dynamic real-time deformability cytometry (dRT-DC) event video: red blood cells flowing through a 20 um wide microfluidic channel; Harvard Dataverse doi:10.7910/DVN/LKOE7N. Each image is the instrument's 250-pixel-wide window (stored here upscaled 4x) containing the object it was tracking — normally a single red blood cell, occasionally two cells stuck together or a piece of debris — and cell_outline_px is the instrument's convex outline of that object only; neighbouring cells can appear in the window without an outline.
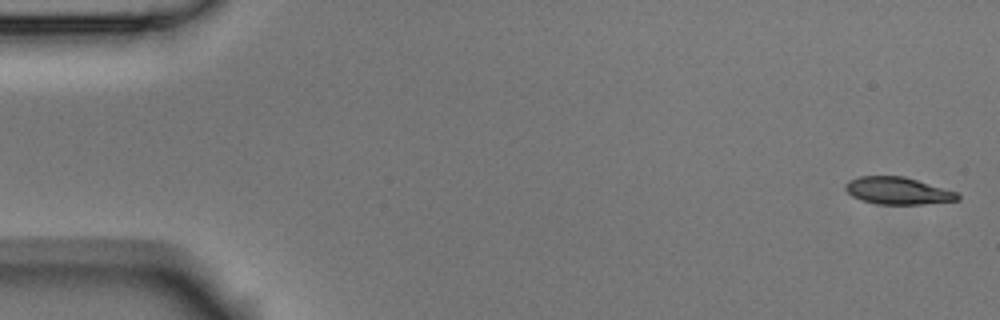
{"species": "Egyptian fruit bat (a non-hibernating species)", "species_latin": "Rousettus aegyptiacus", "temperature_condition": "room temperature", "stored_images_in_passage": 6, "camera_frame_rate_fps": 3000, "um_per_image_px": 0.085, "animal": {"sex": "male"}, "frame": {"image": 1, "passage_image": 1, "time_ms": 0.0, "image_size_px": [1000, 320], "cell_outline_px": [[960, 200], [924, 204], [876, 204], [852, 196], [844, 188], [844, 184], [848, 180], [860, 176], [904, 176], [956, 192], [960, 196]], "centroid_in_image_um": [76.3, 16.21], "position_along_channel_um": 8.7, "area_um2": 17.69}}